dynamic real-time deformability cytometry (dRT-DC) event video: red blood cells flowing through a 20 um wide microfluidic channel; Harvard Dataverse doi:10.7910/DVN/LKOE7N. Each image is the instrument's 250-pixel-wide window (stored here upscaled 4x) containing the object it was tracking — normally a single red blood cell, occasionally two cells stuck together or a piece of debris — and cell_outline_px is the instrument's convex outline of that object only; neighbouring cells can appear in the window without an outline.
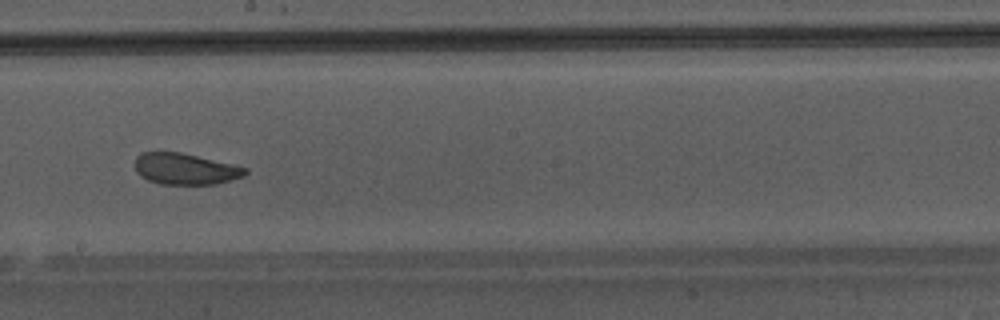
{"species": "Egyptian fruit bat (a non-hibernating species)", "species_latin": "Rousettus aegyptiacus", "temperature_condition": "warm", "stored_images_in_passage": 35, "camera_frame_rate_fps": 3000, "um_per_image_px": 0.085, "animal": {"sex": "male"}, "frame": {"image": 1, "passage_image": 16, "time_ms": 5.0, "image_size_px": [1000, 320], "cell_outline_px": [[248, 172], [244, 176], [216, 184], [160, 184], [148, 180], [140, 176], [136, 172], [136, 156], [140, 152], [180, 152], [232, 164], [248, 168]], "centroid_in_image_um": [15.74, 14.36], "position_along_channel_um": 232.5, "area_um2": 20.06}}